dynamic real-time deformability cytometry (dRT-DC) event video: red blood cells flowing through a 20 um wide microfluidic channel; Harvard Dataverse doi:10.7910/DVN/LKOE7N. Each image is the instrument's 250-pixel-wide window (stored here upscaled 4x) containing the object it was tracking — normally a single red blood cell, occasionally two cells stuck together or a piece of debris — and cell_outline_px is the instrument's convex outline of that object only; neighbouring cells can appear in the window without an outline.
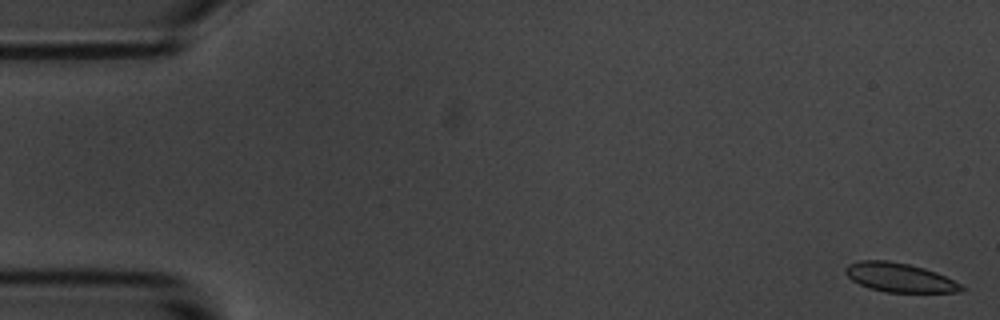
{"species": "common noctule bat (a hibernating species)", "species_latin": "Nyctalus noctula", "temperature_condition": "room temperature", "stored_images_in_passage": 15, "camera_frame_rate_fps": 3000, "um_per_image_px": 0.085, "animal": {"sex": "male", "body_mass_g": 20.1, "forearm_length_mm": 53.5}, "frame": {"image": 1, "passage_image": 1, "time_ms": 0.0, "image_size_px": [1000, 320], "cell_outline_px": [[964, 288], [960, 292], [884, 292], [868, 288], [852, 280], [844, 272], [844, 268], [848, 264], [860, 260], [888, 260], [908, 264], [924, 268], [936, 272], [960, 284]], "centroid_in_image_um": [76.41, 23.58], "position_along_channel_um": 8.6, "area_um2": 19.54}}
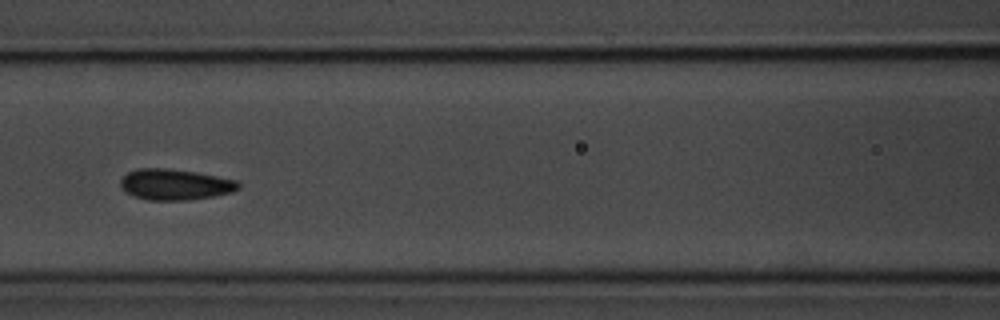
{"frame": {"image": 2, "passage_image": 7, "time_ms": 8.0, "image_size_px": [1000, 320], "cell_outline_px": [[240, 188], [232, 192], [216, 196], [188, 200], [148, 200], [136, 196], [128, 192], [120, 184], [120, 180], [128, 172], [136, 168], [168, 168], [196, 172], [236, 180], [240, 184]], "centroid_in_image_um": [14.91, 15.67], "position_along_channel_um": 151.7, "area_um2": 21.15}}
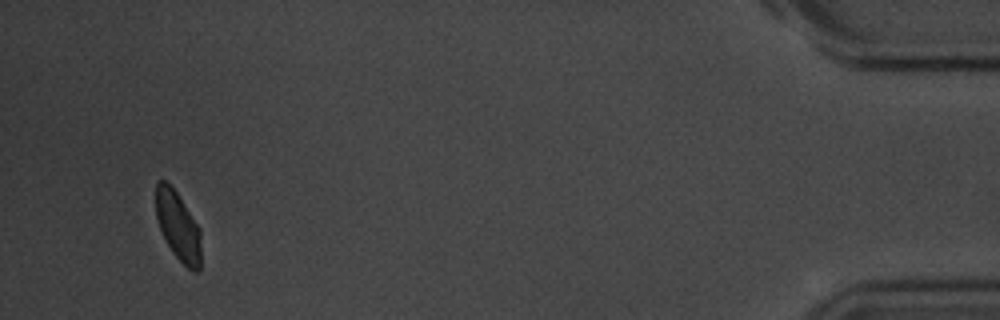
{"frame": {"image": 3, "passage_image": 15, "time_ms": 18.0, "image_size_px": [1000, 320], "cell_outline_px": [[200, 268], [196, 272], [192, 272], [172, 252], [160, 228], [156, 216], [156, 180], [164, 180], [176, 192], [200, 228]], "centroid_in_image_um": [15.13, 19.22], "position_along_channel_um": 420.1, "area_um2": 17.8}, "authors_computed_cell_mechanics": {"area_um2": 19.941, "velocity_mm_per_s": 3.4665, "shape_relaxation_time_tau1_ms": 1.0172, "shape_relaxation_time_tau2_ms": null, "deformation_change_tau1": 0.0596, "deformation_change_tau2": null}}